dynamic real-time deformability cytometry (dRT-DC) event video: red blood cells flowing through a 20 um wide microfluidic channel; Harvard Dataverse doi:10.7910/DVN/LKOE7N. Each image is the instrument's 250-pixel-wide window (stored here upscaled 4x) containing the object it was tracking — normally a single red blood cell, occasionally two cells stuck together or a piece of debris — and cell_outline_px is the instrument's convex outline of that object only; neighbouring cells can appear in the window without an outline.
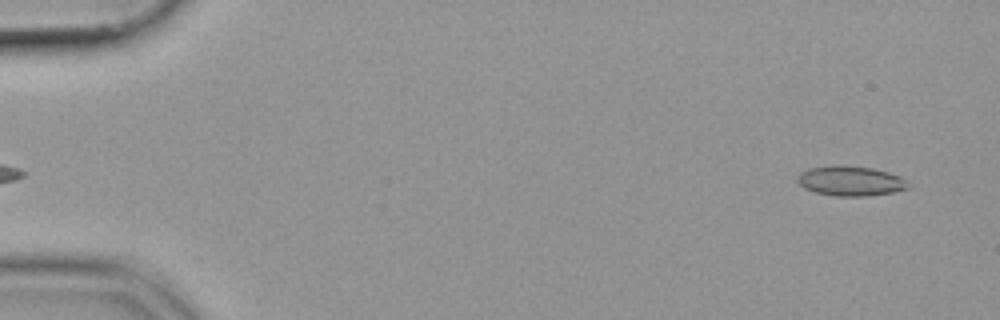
{"species": "common noctule bat (a hibernating species)", "species_latin": "Nyctalus noctula", "temperature_condition": "cold", "stored_images_in_passage": 53, "camera_frame_rate_fps": 3000, "um_per_image_px": 0.085, "animal": {"sex": "female", "body_mass_g": 19.9}, "frame": {"image": 1, "passage_image": 2, "time_ms": 0.333, "image_size_px": [1000, 320], "cell_outline_px": [[908, 188], [892, 192], [864, 196], [836, 196], [816, 192], [804, 188], [796, 180], [796, 176], [800, 172], [808, 168], [832, 164], [840, 164], [872, 168], [888, 172], [900, 176], [908, 184]], "centroid_in_image_um": [72.23, 15.36], "position_along_channel_um": 12.8, "area_um2": 19.36}}
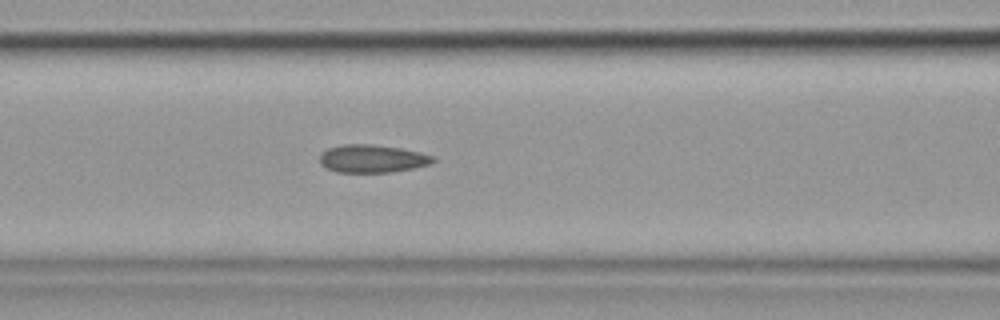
{"frame": {"image": 2, "passage_image": 22, "time_ms": 7.0, "image_size_px": [1000, 320], "cell_outline_px": [[436, 160], [428, 164], [412, 168], [392, 172], [336, 172], [324, 168], [320, 164], [320, 152], [328, 148], [344, 144], [372, 144], [400, 148], [420, 152], [436, 156]], "centroid_in_image_um": [31.61, 13.48], "position_along_channel_um": 135.0, "area_um2": 18.55}}
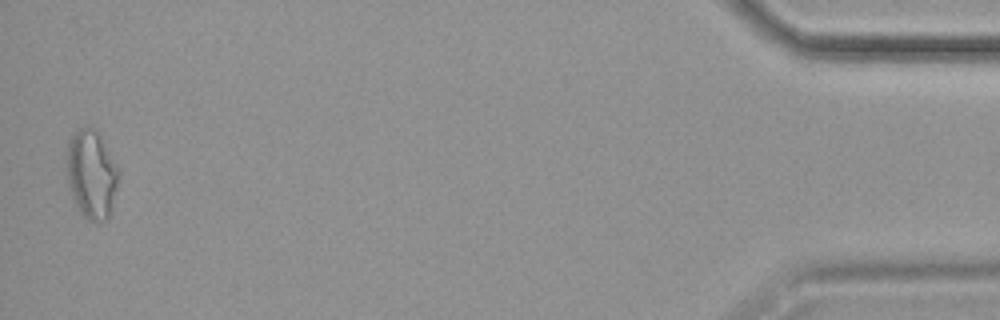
{"frame": {"image": 3, "passage_image": 52, "time_ms": 17.0, "image_size_px": [1000, 320], "cell_outline_px": [[120, 172], [112, 212], [104, 220], [88, 220], [80, 212], [72, 196], [68, 184], [68, 140], [80, 128], [96, 128], [100, 132], [120, 168]], "centroid_in_image_um": [7.84, 14.79], "position_along_channel_um": 427.4, "area_um2": 26.93}}